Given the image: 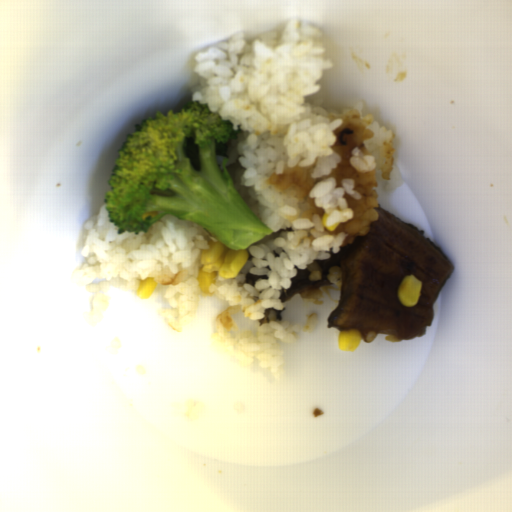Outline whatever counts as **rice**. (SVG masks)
<instances>
[{
    "instance_id": "1",
    "label": "rice",
    "mask_w": 512,
    "mask_h": 512,
    "mask_svg": "<svg viewBox=\"0 0 512 512\" xmlns=\"http://www.w3.org/2000/svg\"><path fill=\"white\" fill-rule=\"evenodd\" d=\"M325 56L322 32L295 19L251 43L241 31L196 54L191 103L233 124L215 157L219 173L228 159L238 194L271 233L246 248L248 261L235 277L218 276L206 294L198 284L200 252L215 238L170 214L146 233L118 234L104 202L83 226L85 262L72 275L92 294L96 316L108 308L109 288L138 291L146 278L165 288L161 314L176 333L192 324L202 296L218 297L227 306L210 338L242 366L257 360L273 379H284L279 343L297 344L318 318L303 325L283 319L281 290L298 270L366 234L379 217L378 190L403 185L394 131L363 116L362 101L343 110L305 105L332 68Z\"/></svg>"
},
{
    "instance_id": "2",
    "label": "rice",
    "mask_w": 512,
    "mask_h": 512,
    "mask_svg": "<svg viewBox=\"0 0 512 512\" xmlns=\"http://www.w3.org/2000/svg\"><path fill=\"white\" fill-rule=\"evenodd\" d=\"M329 284L319 287L317 289H310L307 291L299 292L302 302H309L313 305H322L321 298L324 296H331L332 290L341 289L343 270L339 267H332L327 275Z\"/></svg>"
}]
</instances>
